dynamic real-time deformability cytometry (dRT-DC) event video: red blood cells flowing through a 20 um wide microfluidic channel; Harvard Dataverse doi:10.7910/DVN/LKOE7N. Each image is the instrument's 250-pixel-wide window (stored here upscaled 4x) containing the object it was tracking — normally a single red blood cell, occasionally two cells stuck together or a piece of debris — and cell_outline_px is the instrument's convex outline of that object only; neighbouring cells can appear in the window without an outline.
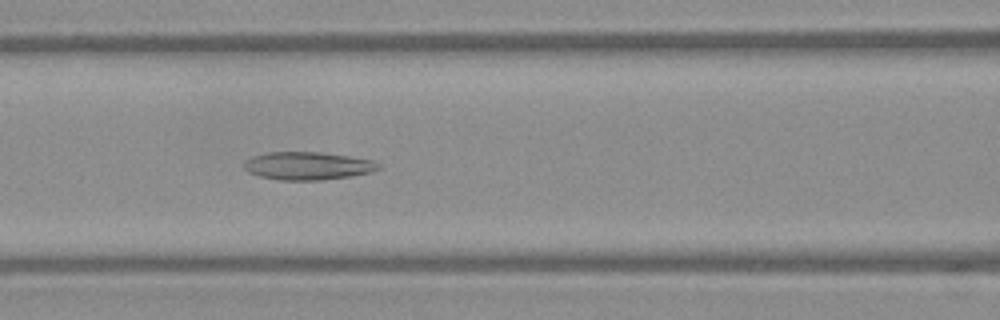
{"species": "Egyptian fruit bat (a non-hibernating species)", "species_latin": "Rousettus aegyptiacus", "temperature_condition": "warm", "stored_images_in_passage": 49, "camera_frame_rate_fps": 3000, "um_per_image_px": 0.085, "frame": {"image": 1, "passage_image": 20, "time_ms": 6.333, "image_size_px": [1000, 320], "cell_outline_px": [[384, 168], [372, 172], [352, 176], [324, 180], [280, 180], [260, 176], [248, 172], [244, 168], [244, 160], [252, 156], [268, 152], [320, 152], [348, 156], [372, 160], [380, 164]], "centroid_in_image_um": [26.18, 14.1], "position_along_channel_um": 140.4, "area_um2": 22.08}}
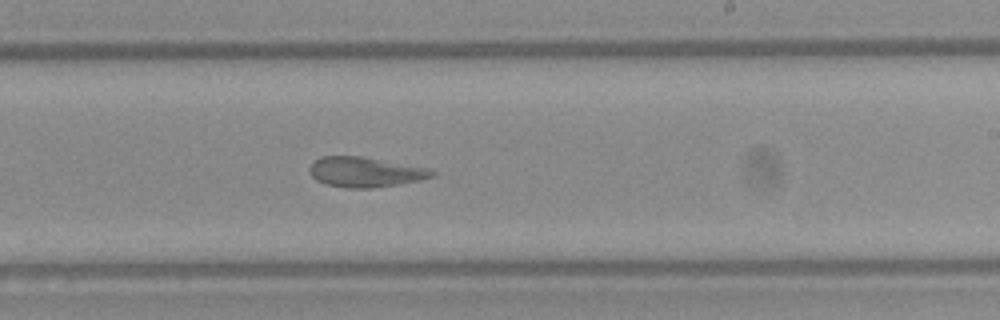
{"frame": {"image": 2, "passage_image": 29, "time_ms": 9.333, "image_size_px": [1000, 320], "cell_outline_px": [[436, 176], [420, 180], [372, 188], [344, 188], [324, 184], [316, 180], [308, 172], [308, 168], [320, 156], [364, 156], [432, 168], [436, 172]], "centroid_in_image_um": [31.07, 14.61], "position_along_channel_um": 257.9, "area_um2": 21.85}}
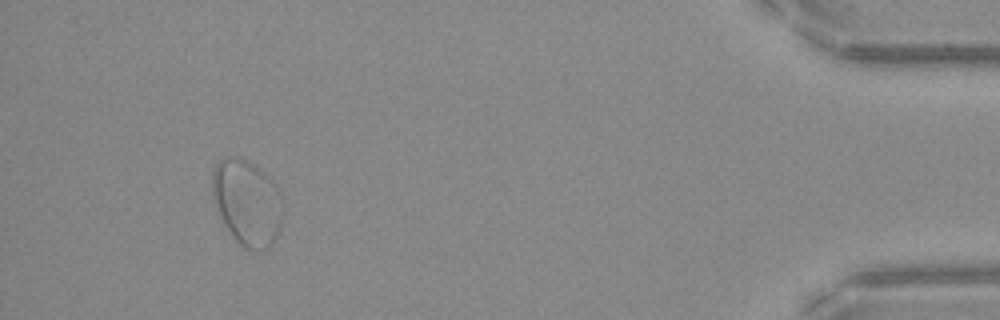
{"frame": {"image": 3, "passage_image": 46, "time_ms": 15.0, "image_size_px": [1000, 320], "cell_outline_px": [[284, 212], [280, 228], [272, 244], [268, 248], [260, 252], [252, 252], [244, 248], [232, 236], [224, 224], [216, 208], [212, 192], [212, 172], [216, 164], [220, 160], [228, 156], [232, 156], [244, 160], [252, 164], [276, 184], [284, 208]], "centroid_in_image_um": [21.01, 17.27], "position_along_channel_um": 414.2, "area_um2": 35.37}, "authors_computed_cell_mechanics": {"area_um2": 24.565, "velocity_mm_per_s": 3.9359, "shape_relaxation_time_tau1_ms": null, "shape_relaxation_time_tau2_ms": 2.7839, "deformation_change_tau1": null, "deformation_change_tau2": 0.1077}}